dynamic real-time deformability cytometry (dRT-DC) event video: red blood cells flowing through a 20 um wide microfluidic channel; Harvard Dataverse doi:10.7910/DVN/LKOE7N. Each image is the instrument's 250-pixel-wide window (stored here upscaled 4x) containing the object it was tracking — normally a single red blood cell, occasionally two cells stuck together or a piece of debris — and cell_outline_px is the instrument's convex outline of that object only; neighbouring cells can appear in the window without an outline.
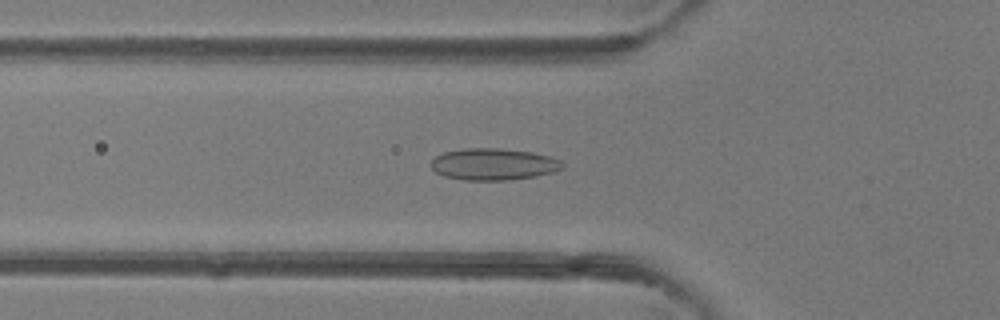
{"species": "common noctule bat (a hibernating species)", "species_latin": "Nyctalus noctula", "temperature_condition": "room temperature", "stored_images_in_passage": 49, "camera_frame_rate_fps": 3000, "um_per_image_px": 0.085, "animal": {"sex": "female"}, "frame": {"image": 1, "passage_image": 17, "time_ms": 5.333, "image_size_px": [1000, 320], "cell_outline_px": [[564, 168], [552, 172], [536, 176], [508, 180], [464, 180], [444, 176], [436, 172], [428, 164], [436, 156], [444, 152], [464, 148], [500, 148], [532, 152], [548, 156], [560, 160], [564, 164]], "centroid_in_image_um": [41.93, 13.96], "position_along_channel_um": 83.9, "area_um2": 24.39}}
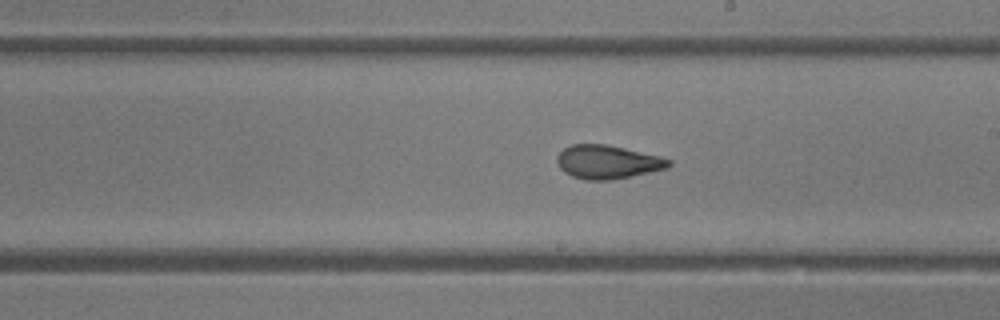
{"frame": {"image": 2, "passage_image": 28, "time_ms": 9.0, "image_size_px": [1000, 320], "cell_outline_px": [[672, 164], [668, 168], [612, 180], [584, 180], [572, 176], [564, 172], [560, 168], [556, 160], [556, 156], [564, 148], [572, 144], [604, 144], [624, 148], [660, 156], [672, 160]], "centroid_in_image_um": [51.64, 13.77], "position_along_channel_um": 237.4, "area_um2": 21.91}}
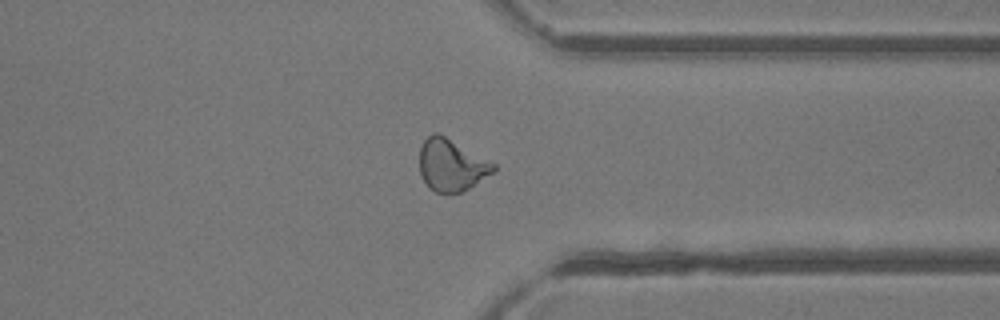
{"frame": {"image": 3, "passage_image": 38, "time_ms": 12.333, "image_size_px": [1000, 320], "cell_outline_px": [[496, 168], [492, 172], [468, 188], [460, 192], [448, 196], [436, 192], [428, 188], [420, 176], [420, 148], [424, 140], [432, 132], [440, 132], [496, 164]], "centroid_in_image_um": [38.33, 14.03], "position_along_channel_um": 373.1, "area_um2": 22.72}, "authors_computed_cell_mechanics": {"area_um2": 23.409, "velocity_mm_per_s": 4.1608, "shape_relaxation_time_tau1_ms": null, "shape_relaxation_time_tau2_ms": 1.174, "deformation_change_tau1": null, "deformation_change_tau2": 0.0669}}